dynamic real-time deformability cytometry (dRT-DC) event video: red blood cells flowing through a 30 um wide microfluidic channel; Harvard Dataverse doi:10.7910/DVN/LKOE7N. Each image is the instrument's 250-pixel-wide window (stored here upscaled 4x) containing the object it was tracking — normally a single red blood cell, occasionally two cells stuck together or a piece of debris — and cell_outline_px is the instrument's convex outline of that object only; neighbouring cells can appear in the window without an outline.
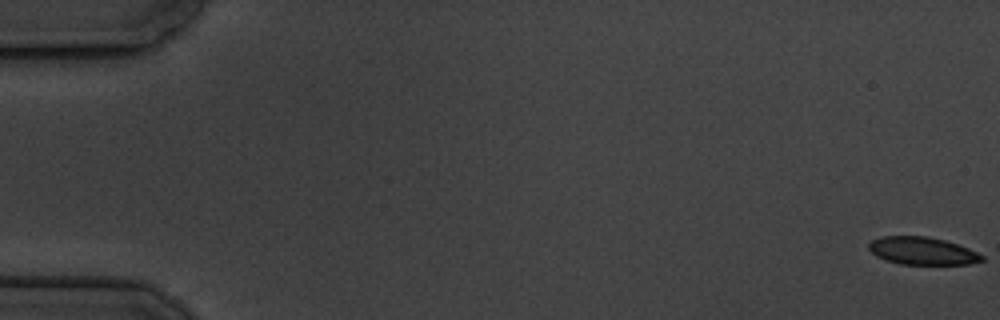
{"species": "common noctule bat (a hibernating species)", "species_latin": "Nyctalus noctula", "temperature_condition": "cold", "stored_images_in_passage": 6, "camera_frame_rate_fps": 3000, "um_per_image_px": 0.085, "animal": {"sex": "male", "body_mass_g": 19.5, "forearm_length_mm": 54.6}, "frame": {"image": 1, "passage_image": 1, "time_ms": 0.0, "image_size_px": [1000, 320], "cell_outline_px": [[984, 260], [968, 264], [900, 264], [876, 256], [868, 248], [868, 244], [872, 240], [880, 236], [928, 236], [944, 240], [968, 248], [984, 256]], "centroid_in_image_um": [78.38, 21.32], "position_along_channel_um": 6.6, "area_um2": 18.09}}
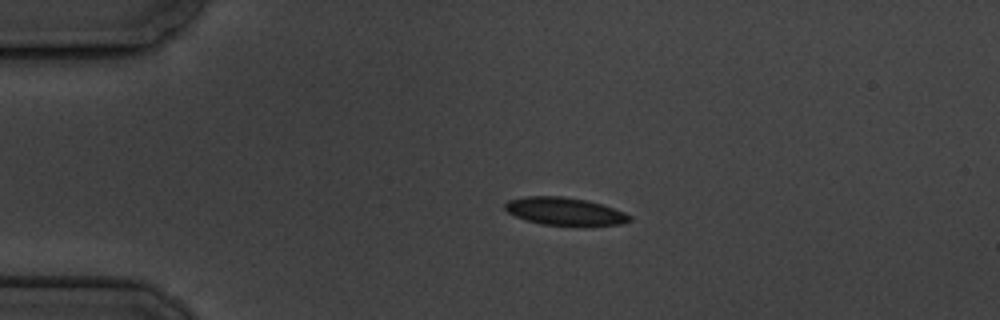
{"frame": {"image": 2, "passage_image": 4, "time_ms": 4.333, "image_size_px": [1000, 320], "cell_outline_px": [[632, 220], [620, 224], [540, 224], [516, 216], [508, 212], [504, 208], [504, 204], [508, 200], [524, 196], [564, 196], [588, 200], [624, 212], [632, 216]], "centroid_in_image_um": [47.96, 17.93], "position_along_channel_um": 37.0, "area_um2": 19.65}}
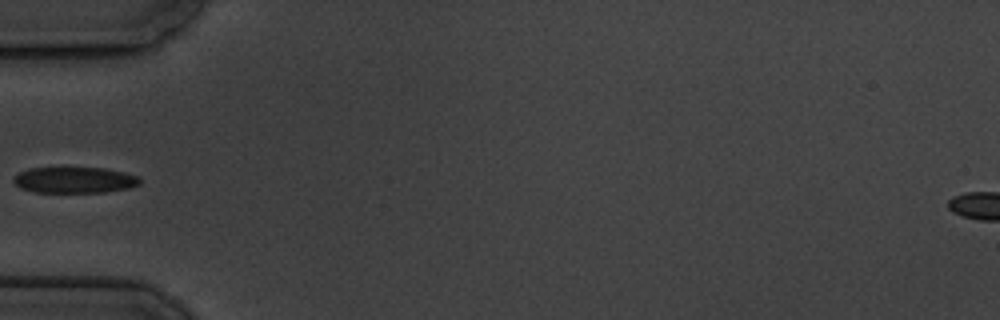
{"frame": {"image": 3, "passage_image": 6, "time_ms": 6.667, "image_size_px": [1000, 320], "cell_outline_px": [[140, 184], [128, 188], [104, 192], [32, 192], [20, 188], [12, 180], [20, 172], [28, 168], [104, 168], [124, 172], [140, 176]], "centroid_in_image_um": [6.34, 15.3], "position_along_channel_um": 78.7, "area_um2": 19.13}}